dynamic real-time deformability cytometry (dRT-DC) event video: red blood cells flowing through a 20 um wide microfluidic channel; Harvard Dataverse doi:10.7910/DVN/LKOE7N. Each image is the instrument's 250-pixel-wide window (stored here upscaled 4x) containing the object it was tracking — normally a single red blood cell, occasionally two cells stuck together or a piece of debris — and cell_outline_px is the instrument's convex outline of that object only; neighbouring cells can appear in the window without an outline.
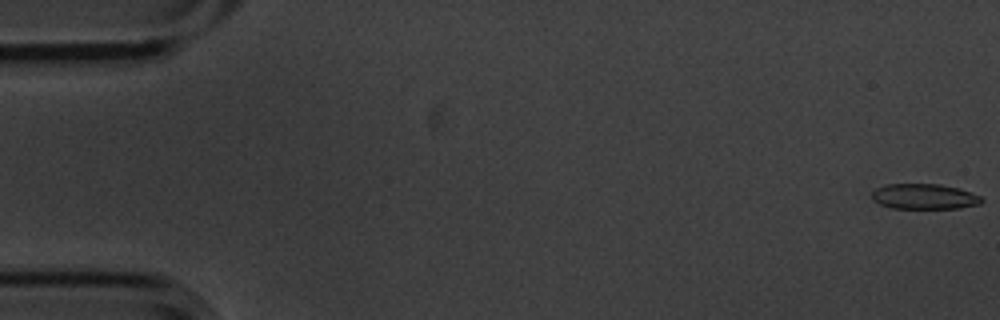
{"species": "common noctule bat (a hibernating species)", "species_latin": "Nyctalus noctula", "temperature_condition": "cold", "stored_images_in_passage": 7, "camera_frame_rate_fps": 3000, "um_per_image_px": 0.085, "animal": {"sex": "male", "body_mass_g": 20.1, "forearm_length_mm": 53.5}, "frame": {"image": 1, "passage_image": 1, "time_ms": 0.0, "image_size_px": [1000, 320], "cell_outline_px": [[984, 200], [980, 204], [960, 208], [892, 208], [880, 204], [872, 200], [872, 192], [876, 188], [884, 184], [940, 184], [960, 188], [972, 192], [980, 196]], "centroid_in_image_um": [78.57, 16.7], "position_along_channel_um": 6.4, "area_um2": 16.36}}
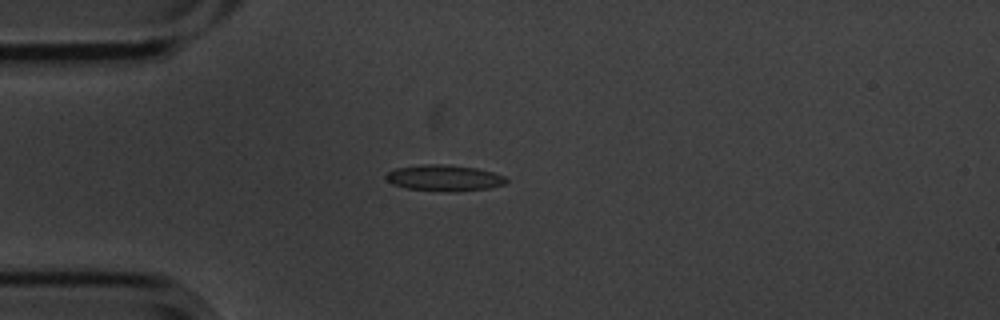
{"frame": {"image": 2, "passage_image": 5, "time_ms": 1.333, "image_size_px": [1000, 320], "cell_outline_px": [[508, 180], [504, 184], [488, 188], [456, 192], [448, 192], [408, 188], [392, 184], [384, 176], [388, 172], [396, 168], [424, 164], [440, 164], [476, 168], [492, 172], [504, 176]], "centroid_in_image_um": [37.75, 15.13], "position_along_channel_um": 47.2, "area_um2": 18.15}}
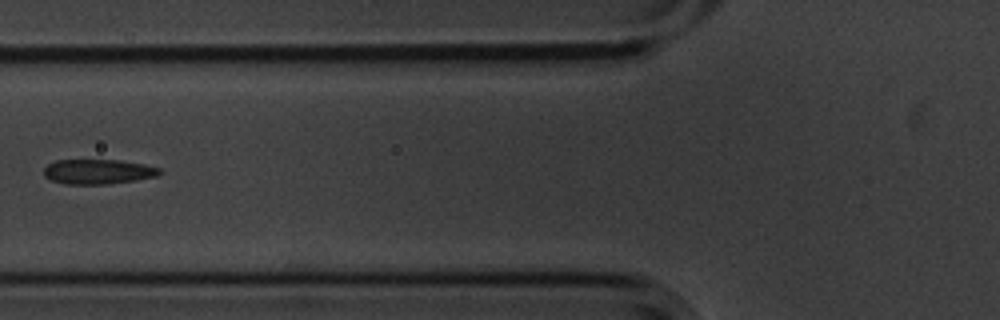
{"frame": {"image": 3, "passage_image": 7, "time_ms": 2.0, "image_size_px": [1000, 320], "cell_outline_px": [[164, 172], [156, 176], [136, 180], [108, 184], [64, 184], [52, 180], [44, 176], [44, 168], [48, 164], [56, 160], [120, 160], [144, 164], [160, 168]], "centroid_in_image_um": [8.35, 14.59], "position_along_channel_um": 117.4, "area_um2": 16.82}}